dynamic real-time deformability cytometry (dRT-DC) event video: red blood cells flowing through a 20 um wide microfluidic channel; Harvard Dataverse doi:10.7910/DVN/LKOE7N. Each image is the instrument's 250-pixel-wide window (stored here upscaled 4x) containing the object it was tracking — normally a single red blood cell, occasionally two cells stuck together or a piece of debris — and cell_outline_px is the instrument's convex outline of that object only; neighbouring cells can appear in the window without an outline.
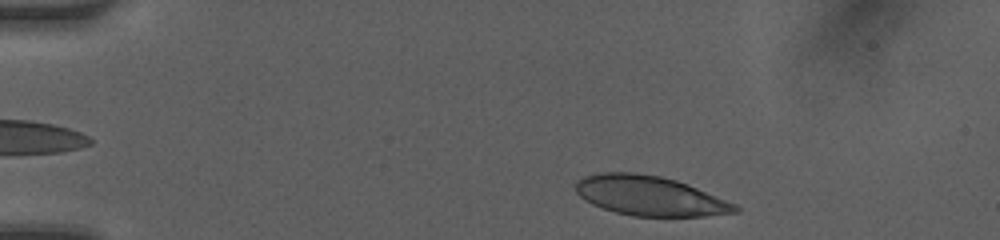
{"species": "human", "species_latin": "Homo sapiens", "temperature_condition": "room temperature", "stored_images_in_passage": 42, "camera_frame_rate_fps": 3000, "um_per_image_px": 0.085, "donor": {"sex": "female"}, "frame": {"image": 1, "passage_image": 2, "time_ms": 0.333, "image_size_px": [1000, 240], "cell_outline_px": [[740, 212], [704, 216], [632, 216], [616, 212], [592, 204], [584, 200], [576, 192], [576, 180], [584, 176], [596, 172], [636, 172], [660, 176], [676, 180], [688, 184], [736, 204], [740, 208]], "centroid_in_image_um": [55.22, 16.63], "position_along_channel_um": 29.8, "area_um2": 36.99}}
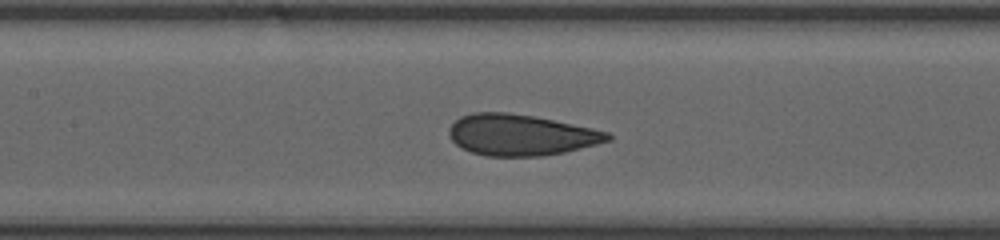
{"frame": {"image": 2, "passage_image": 17, "time_ms": 5.333, "image_size_px": [1000, 240], "cell_outline_px": [[612, 140], [564, 152], [540, 156], [488, 156], [472, 152], [460, 148], [452, 140], [448, 132], [448, 128], [460, 116], [472, 112], [508, 112], [536, 116], [592, 128], [608, 132], [612, 136]], "centroid_in_image_um": [44.25, 11.46], "position_along_channel_um": 163.2, "area_um2": 38.09}}
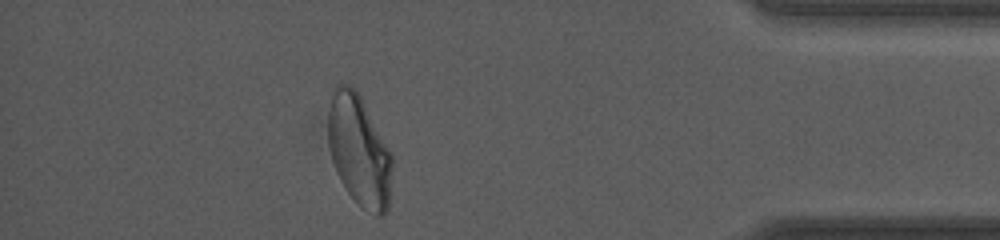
{"frame": {"image": 3, "passage_image": 37, "time_ms": 12.0, "image_size_px": [1000, 240], "cell_outline_px": [[392, 168], [388, 208], [384, 216], [376, 216], [364, 208], [348, 192], [340, 180], [336, 172], [332, 160], [328, 144], [328, 92], [336, 84], [348, 84], [360, 96], [392, 156]], "centroid_in_image_um": [30.48, 12.77], "position_along_channel_um": 404.7, "area_um2": 41.27}, "authors_computed_cell_mechanics": {"area_um2": 38.148, "velocity_mm_per_s": 4.1813, "shape_relaxation_time_tau1_ms": 8.6195, "shape_relaxation_time_tau2_ms": 0.6081, "deformation_change_tau1": 0.1925, "deformation_change_tau2": 0.0765}}